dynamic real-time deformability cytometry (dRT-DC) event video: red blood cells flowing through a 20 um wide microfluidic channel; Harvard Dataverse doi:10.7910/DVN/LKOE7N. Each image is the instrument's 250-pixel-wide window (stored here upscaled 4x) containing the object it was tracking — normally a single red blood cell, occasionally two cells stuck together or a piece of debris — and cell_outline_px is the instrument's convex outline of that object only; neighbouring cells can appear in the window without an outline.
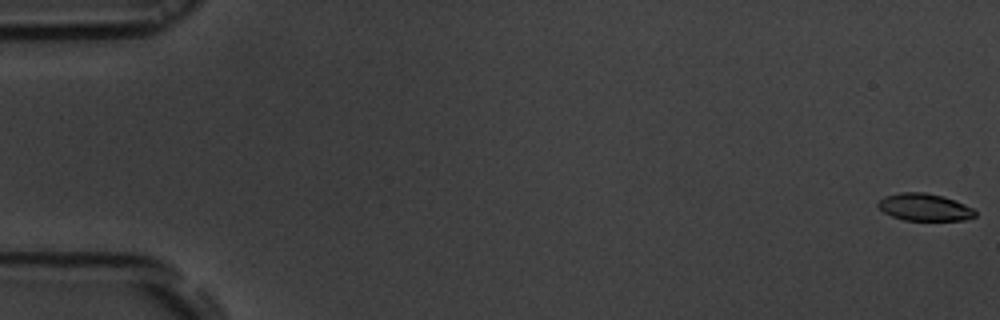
{"species": "common noctule bat (a hibernating species)", "species_latin": "Nyctalus noctula", "temperature_condition": "room temperature", "stored_images_in_passage": 56, "camera_frame_rate_fps": 3000, "um_per_image_px": 0.085, "animal": {"sex": "male", "body_mass_g": 19.5, "forearm_length_mm": 54.6}, "frame": {"image": 1, "passage_image": 1, "time_ms": 0.0, "image_size_px": [1000, 320], "cell_outline_px": [[976, 216], [964, 220], [904, 220], [892, 216], [884, 212], [876, 204], [884, 196], [900, 192], [924, 192], [944, 196], [964, 204], [972, 208], [976, 212]], "centroid_in_image_um": [78.58, 17.6], "position_along_channel_um": 6.4, "area_um2": 15.37}}
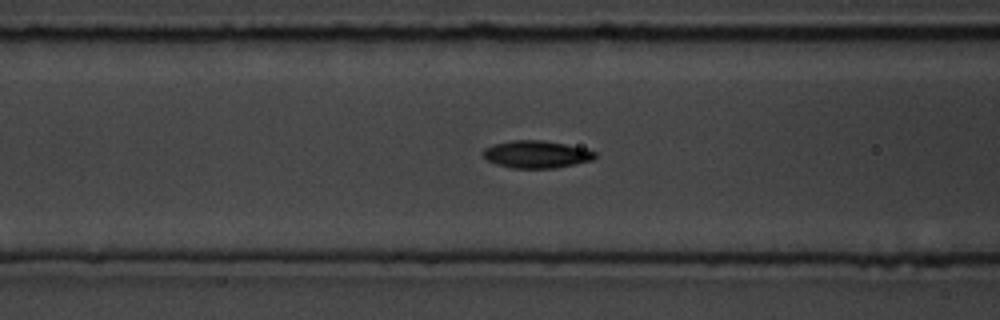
{"frame": {"image": 2, "passage_image": 23, "time_ms": 7.333, "image_size_px": [1000, 320], "cell_outline_px": [[596, 156], [592, 160], [556, 168], [512, 168], [496, 164], [488, 160], [484, 156], [484, 148], [496, 144], [512, 140], [540, 140], [564, 144], [584, 148], [596, 152]], "centroid_in_image_um": [45.61, 13.12], "position_along_channel_um": 121.0, "area_um2": 17.63}}
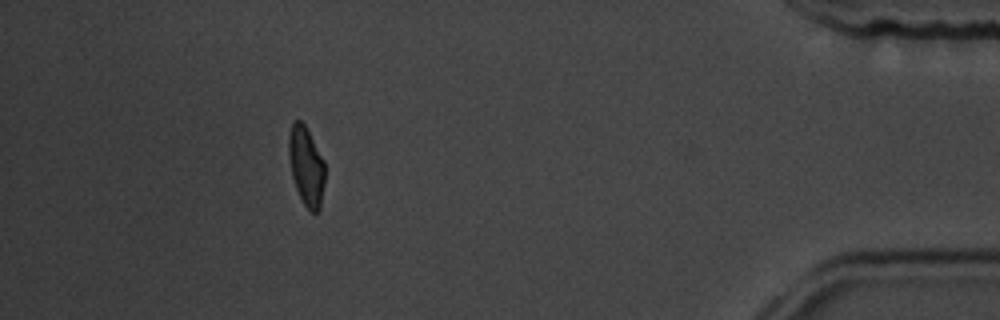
{"frame": {"image": 3, "passage_image": 51, "time_ms": 16.667, "image_size_px": [1000, 320], "cell_outline_px": [[324, 184], [320, 208], [316, 212], [312, 212], [304, 204], [296, 188], [292, 176], [288, 156], [288, 136], [292, 120], [300, 120], [304, 124], [324, 160]], "centroid_in_image_um": [26.01, 14.08], "position_along_channel_um": 409.2, "area_um2": 16.59}, "authors_computed_cell_mechanics": {"area_um2": 16.8487, "velocity_mm_per_s": 3.6801, "shape_relaxation_time_tau1_ms": 2.4631, "shape_relaxation_time_tau2_ms": 2.4351, "deformation_change_tau1": 0.1324, "deformation_change_tau2": 0.064}}